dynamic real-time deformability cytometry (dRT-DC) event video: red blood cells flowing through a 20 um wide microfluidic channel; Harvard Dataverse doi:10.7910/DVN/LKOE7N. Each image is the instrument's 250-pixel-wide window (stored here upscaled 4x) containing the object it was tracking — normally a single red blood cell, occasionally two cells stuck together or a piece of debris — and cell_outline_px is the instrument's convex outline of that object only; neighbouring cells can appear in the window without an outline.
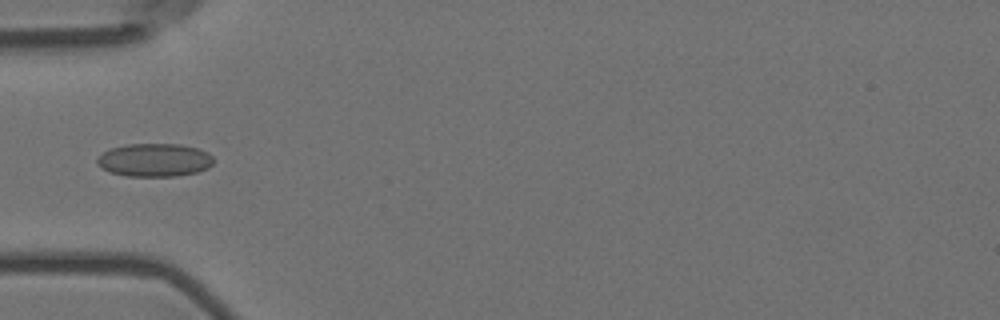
{"species": "Egyptian fruit bat (a non-hibernating species)", "species_latin": "Rousettus aegyptiacus", "temperature_condition": "room temperature", "stored_images_in_passage": 6, "camera_frame_rate_fps": 3000, "um_per_image_px": 0.085, "animal": {"sex": "female"}, "frame": {"image": 1, "passage_image": 6, "time_ms": 1.667, "image_size_px": [1000, 320], "cell_outline_px": [[212, 164], [208, 168], [196, 172], [176, 176], [128, 176], [108, 172], [100, 168], [96, 164], [96, 156], [112, 148], [128, 144], [180, 144], [196, 148], [208, 152], [212, 156]], "centroid_in_image_um": [13.09, 13.61], "position_along_channel_um": 71.9, "area_um2": 22.6}}